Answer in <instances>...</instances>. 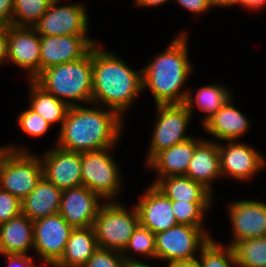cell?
Listing matches in <instances>:
<instances>
[{
	"instance_id": "cell-6",
	"label": "cell",
	"mask_w": 266,
	"mask_h": 267,
	"mask_svg": "<svg viewBox=\"0 0 266 267\" xmlns=\"http://www.w3.org/2000/svg\"><path fill=\"white\" fill-rule=\"evenodd\" d=\"M140 224L137 208L129 212L119 203L102 205L93 222L98 247L123 254L134 230Z\"/></svg>"
},
{
	"instance_id": "cell-37",
	"label": "cell",
	"mask_w": 266,
	"mask_h": 267,
	"mask_svg": "<svg viewBox=\"0 0 266 267\" xmlns=\"http://www.w3.org/2000/svg\"><path fill=\"white\" fill-rule=\"evenodd\" d=\"M14 0H0V25H12Z\"/></svg>"
},
{
	"instance_id": "cell-36",
	"label": "cell",
	"mask_w": 266,
	"mask_h": 267,
	"mask_svg": "<svg viewBox=\"0 0 266 267\" xmlns=\"http://www.w3.org/2000/svg\"><path fill=\"white\" fill-rule=\"evenodd\" d=\"M182 7L195 13L208 11L212 4L210 0H176Z\"/></svg>"
},
{
	"instance_id": "cell-23",
	"label": "cell",
	"mask_w": 266,
	"mask_h": 267,
	"mask_svg": "<svg viewBox=\"0 0 266 267\" xmlns=\"http://www.w3.org/2000/svg\"><path fill=\"white\" fill-rule=\"evenodd\" d=\"M231 98L203 124L211 135L225 141L237 140L249 127L247 118L231 104Z\"/></svg>"
},
{
	"instance_id": "cell-8",
	"label": "cell",
	"mask_w": 266,
	"mask_h": 267,
	"mask_svg": "<svg viewBox=\"0 0 266 267\" xmlns=\"http://www.w3.org/2000/svg\"><path fill=\"white\" fill-rule=\"evenodd\" d=\"M109 149L81 153L83 186L103 199H112L120 189L119 170Z\"/></svg>"
},
{
	"instance_id": "cell-1",
	"label": "cell",
	"mask_w": 266,
	"mask_h": 267,
	"mask_svg": "<svg viewBox=\"0 0 266 267\" xmlns=\"http://www.w3.org/2000/svg\"><path fill=\"white\" fill-rule=\"evenodd\" d=\"M120 117L111 109L100 111L81 105L70 106L60 129L58 147L77 153L111 148L122 129Z\"/></svg>"
},
{
	"instance_id": "cell-29",
	"label": "cell",
	"mask_w": 266,
	"mask_h": 267,
	"mask_svg": "<svg viewBox=\"0 0 266 267\" xmlns=\"http://www.w3.org/2000/svg\"><path fill=\"white\" fill-rule=\"evenodd\" d=\"M230 97V92L226 87L221 85L201 87L197 91L195 102L200 110L209 113L204 117L202 125L212 117Z\"/></svg>"
},
{
	"instance_id": "cell-11",
	"label": "cell",
	"mask_w": 266,
	"mask_h": 267,
	"mask_svg": "<svg viewBox=\"0 0 266 267\" xmlns=\"http://www.w3.org/2000/svg\"><path fill=\"white\" fill-rule=\"evenodd\" d=\"M59 0H52L47 11L33 26L40 36L86 35L88 19L80 4L57 7Z\"/></svg>"
},
{
	"instance_id": "cell-32",
	"label": "cell",
	"mask_w": 266,
	"mask_h": 267,
	"mask_svg": "<svg viewBox=\"0 0 266 267\" xmlns=\"http://www.w3.org/2000/svg\"><path fill=\"white\" fill-rule=\"evenodd\" d=\"M128 257L114 250L98 248L83 267H128L130 263H142Z\"/></svg>"
},
{
	"instance_id": "cell-2",
	"label": "cell",
	"mask_w": 266,
	"mask_h": 267,
	"mask_svg": "<svg viewBox=\"0 0 266 267\" xmlns=\"http://www.w3.org/2000/svg\"><path fill=\"white\" fill-rule=\"evenodd\" d=\"M142 89V70L135 72L115 55L92 47L93 104L102 101L121 116Z\"/></svg>"
},
{
	"instance_id": "cell-7",
	"label": "cell",
	"mask_w": 266,
	"mask_h": 267,
	"mask_svg": "<svg viewBox=\"0 0 266 267\" xmlns=\"http://www.w3.org/2000/svg\"><path fill=\"white\" fill-rule=\"evenodd\" d=\"M192 100L188 92L184 104L157 105L158 118L147 157L148 162L160 151L191 138L186 136L184 131L191 119L194 105Z\"/></svg>"
},
{
	"instance_id": "cell-21",
	"label": "cell",
	"mask_w": 266,
	"mask_h": 267,
	"mask_svg": "<svg viewBox=\"0 0 266 267\" xmlns=\"http://www.w3.org/2000/svg\"><path fill=\"white\" fill-rule=\"evenodd\" d=\"M62 192L42 177L31 193L21 201L22 213L32 221L57 214Z\"/></svg>"
},
{
	"instance_id": "cell-10",
	"label": "cell",
	"mask_w": 266,
	"mask_h": 267,
	"mask_svg": "<svg viewBox=\"0 0 266 267\" xmlns=\"http://www.w3.org/2000/svg\"><path fill=\"white\" fill-rule=\"evenodd\" d=\"M74 228L57 213L33 221L34 248L50 265L62 257Z\"/></svg>"
},
{
	"instance_id": "cell-4",
	"label": "cell",
	"mask_w": 266,
	"mask_h": 267,
	"mask_svg": "<svg viewBox=\"0 0 266 267\" xmlns=\"http://www.w3.org/2000/svg\"><path fill=\"white\" fill-rule=\"evenodd\" d=\"M33 80L70 106L77 104L64 98L92 103V49L79 60L46 68Z\"/></svg>"
},
{
	"instance_id": "cell-9",
	"label": "cell",
	"mask_w": 266,
	"mask_h": 267,
	"mask_svg": "<svg viewBox=\"0 0 266 267\" xmlns=\"http://www.w3.org/2000/svg\"><path fill=\"white\" fill-rule=\"evenodd\" d=\"M210 239L202 227L178 224L155 234L156 258L169 263L194 259L197 248H203Z\"/></svg>"
},
{
	"instance_id": "cell-38",
	"label": "cell",
	"mask_w": 266,
	"mask_h": 267,
	"mask_svg": "<svg viewBox=\"0 0 266 267\" xmlns=\"http://www.w3.org/2000/svg\"><path fill=\"white\" fill-rule=\"evenodd\" d=\"M7 257L9 261L8 267H35L27 254H2Z\"/></svg>"
},
{
	"instance_id": "cell-25",
	"label": "cell",
	"mask_w": 266,
	"mask_h": 267,
	"mask_svg": "<svg viewBox=\"0 0 266 267\" xmlns=\"http://www.w3.org/2000/svg\"><path fill=\"white\" fill-rule=\"evenodd\" d=\"M172 201L211 202V192L185 175L160 178L154 184Z\"/></svg>"
},
{
	"instance_id": "cell-35",
	"label": "cell",
	"mask_w": 266,
	"mask_h": 267,
	"mask_svg": "<svg viewBox=\"0 0 266 267\" xmlns=\"http://www.w3.org/2000/svg\"><path fill=\"white\" fill-rule=\"evenodd\" d=\"M21 213V200L0 188V225Z\"/></svg>"
},
{
	"instance_id": "cell-40",
	"label": "cell",
	"mask_w": 266,
	"mask_h": 267,
	"mask_svg": "<svg viewBox=\"0 0 266 267\" xmlns=\"http://www.w3.org/2000/svg\"><path fill=\"white\" fill-rule=\"evenodd\" d=\"M168 267H203L201 260L198 261L196 258L190 260L173 261L170 262Z\"/></svg>"
},
{
	"instance_id": "cell-27",
	"label": "cell",
	"mask_w": 266,
	"mask_h": 267,
	"mask_svg": "<svg viewBox=\"0 0 266 267\" xmlns=\"http://www.w3.org/2000/svg\"><path fill=\"white\" fill-rule=\"evenodd\" d=\"M232 249L239 267H266V236L237 241Z\"/></svg>"
},
{
	"instance_id": "cell-39",
	"label": "cell",
	"mask_w": 266,
	"mask_h": 267,
	"mask_svg": "<svg viewBox=\"0 0 266 267\" xmlns=\"http://www.w3.org/2000/svg\"><path fill=\"white\" fill-rule=\"evenodd\" d=\"M9 26L0 25V63L7 59V44H8Z\"/></svg>"
},
{
	"instance_id": "cell-17",
	"label": "cell",
	"mask_w": 266,
	"mask_h": 267,
	"mask_svg": "<svg viewBox=\"0 0 266 267\" xmlns=\"http://www.w3.org/2000/svg\"><path fill=\"white\" fill-rule=\"evenodd\" d=\"M230 220L233 226L234 242L266 236V203L243 200L230 204Z\"/></svg>"
},
{
	"instance_id": "cell-44",
	"label": "cell",
	"mask_w": 266,
	"mask_h": 267,
	"mask_svg": "<svg viewBox=\"0 0 266 267\" xmlns=\"http://www.w3.org/2000/svg\"><path fill=\"white\" fill-rule=\"evenodd\" d=\"M128 267H151V266L145 263H130L128 264Z\"/></svg>"
},
{
	"instance_id": "cell-14",
	"label": "cell",
	"mask_w": 266,
	"mask_h": 267,
	"mask_svg": "<svg viewBox=\"0 0 266 267\" xmlns=\"http://www.w3.org/2000/svg\"><path fill=\"white\" fill-rule=\"evenodd\" d=\"M43 177L60 190L82 186L81 153L56 147L44 154Z\"/></svg>"
},
{
	"instance_id": "cell-18",
	"label": "cell",
	"mask_w": 266,
	"mask_h": 267,
	"mask_svg": "<svg viewBox=\"0 0 266 267\" xmlns=\"http://www.w3.org/2000/svg\"><path fill=\"white\" fill-rule=\"evenodd\" d=\"M221 174L230 175L239 180L254 176L265 164V160L248 145L229 141L228 146L218 144Z\"/></svg>"
},
{
	"instance_id": "cell-3",
	"label": "cell",
	"mask_w": 266,
	"mask_h": 267,
	"mask_svg": "<svg viewBox=\"0 0 266 267\" xmlns=\"http://www.w3.org/2000/svg\"><path fill=\"white\" fill-rule=\"evenodd\" d=\"M186 36L181 33L165 52L142 69V88L151 89L156 105L184 104L188 90L181 93L191 69Z\"/></svg>"
},
{
	"instance_id": "cell-43",
	"label": "cell",
	"mask_w": 266,
	"mask_h": 267,
	"mask_svg": "<svg viewBox=\"0 0 266 267\" xmlns=\"http://www.w3.org/2000/svg\"><path fill=\"white\" fill-rule=\"evenodd\" d=\"M212 6H232L236 4V0H210Z\"/></svg>"
},
{
	"instance_id": "cell-26",
	"label": "cell",
	"mask_w": 266,
	"mask_h": 267,
	"mask_svg": "<svg viewBox=\"0 0 266 267\" xmlns=\"http://www.w3.org/2000/svg\"><path fill=\"white\" fill-rule=\"evenodd\" d=\"M29 80L31 82L30 96L32 99L30 109L40 114L50 125L60 122L62 127L70 105L48 93L34 80Z\"/></svg>"
},
{
	"instance_id": "cell-42",
	"label": "cell",
	"mask_w": 266,
	"mask_h": 267,
	"mask_svg": "<svg viewBox=\"0 0 266 267\" xmlns=\"http://www.w3.org/2000/svg\"><path fill=\"white\" fill-rule=\"evenodd\" d=\"M169 0H136L137 5L141 6H157L166 3Z\"/></svg>"
},
{
	"instance_id": "cell-16",
	"label": "cell",
	"mask_w": 266,
	"mask_h": 267,
	"mask_svg": "<svg viewBox=\"0 0 266 267\" xmlns=\"http://www.w3.org/2000/svg\"><path fill=\"white\" fill-rule=\"evenodd\" d=\"M140 225L154 234L178 225L169 199L154 184H151L136 205Z\"/></svg>"
},
{
	"instance_id": "cell-31",
	"label": "cell",
	"mask_w": 266,
	"mask_h": 267,
	"mask_svg": "<svg viewBox=\"0 0 266 267\" xmlns=\"http://www.w3.org/2000/svg\"><path fill=\"white\" fill-rule=\"evenodd\" d=\"M201 250V263L203 267H232L237 263L231 246L223 248L212 239ZM231 263V264H230Z\"/></svg>"
},
{
	"instance_id": "cell-12",
	"label": "cell",
	"mask_w": 266,
	"mask_h": 267,
	"mask_svg": "<svg viewBox=\"0 0 266 267\" xmlns=\"http://www.w3.org/2000/svg\"><path fill=\"white\" fill-rule=\"evenodd\" d=\"M86 35L40 36V72L83 58L96 44Z\"/></svg>"
},
{
	"instance_id": "cell-19",
	"label": "cell",
	"mask_w": 266,
	"mask_h": 267,
	"mask_svg": "<svg viewBox=\"0 0 266 267\" xmlns=\"http://www.w3.org/2000/svg\"><path fill=\"white\" fill-rule=\"evenodd\" d=\"M200 142L192 137L157 153L147 164L159 173V178L186 175L194 150Z\"/></svg>"
},
{
	"instance_id": "cell-5",
	"label": "cell",
	"mask_w": 266,
	"mask_h": 267,
	"mask_svg": "<svg viewBox=\"0 0 266 267\" xmlns=\"http://www.w3.org/2000/svg\"><path fill=\"white\" fill-rule=\"evenodd\" d=\"M15 148H0V188L22 201L43 177V167L37 157Z\"/></svg>"
},
{
	"instance_id": "cell-20",
	"label": "cell",
	"mask_w": 266,
	"mask_h": 267,
	"mask_svg": "<svg viewBox=\"0 0 266 267\" xmlns=\"http://www.w3.org/2000/svg\"><path fill=\"white\" fill-rule=\"evenodd\" d=\"M220 175L222 176L218 143L200 140L185 176L202 184L211 192L210 182Z\"/></svg>"
},
{
	"instance_id": "cell-22",
	"label": "cell",
	"mask_w": 266,
	"mask_h": 267,
	"mask_svg": "<svg viewBox=\"0 0 266 267\" xmlns=\"http://www.w3.org/2000/svg\"><path fill=\"white\" fill-rule=\"evenodd\" d=\"M34 247L33 221L23 213L0 225V254H26Z\"/></svg>"
},
{
	"instance_id": "cell-34",
	"label": "cell",
	"mask_w": 266,
	"mask_h": 267,
	"mask_svg": "<svg viewBox=\"0 0 266 267\" xmlns=\"http://www.w3.org/2000/svg\"><path fill=\"white\" fill-rule=\"evenodd\" d=\"M19 126L29 136H43L51 126L40 114L26 109L18 117Z\"/></svg>"
},
{
	"instance_id": "cell-41",
	"label": "cell",
	"mask_w": 266,
	"mask_h": 267,
	"mask_svg": "<svg viewBox=\"0 0 266 267\" xmlns=\"http://www.w3.org/2000/svg\"><path fill=\"white\" fill-rule=\"evenodd\" d=\"M242 4L243 6L250 8V9H258L265 6L266 0H236V5Z\"/></svg>"
},
{
	"instance_id": "cell-33",
	"label": "cell",
	"mask_w": 266,
	"mask_h": 267,
	"mask_svg": "<svg viewBox=\"0 0 266 267\" xmlns=\"http://www.w3.org/2000/svg\"><path fill=\"white\" fill-rule=\"evenodd\" d=\"M129 248L146 257L150 256L156 258L155 234L148 228L139 224L134 230L124 250Z\"/></svg>"
},
{
	"instance_id": "cell-13",
	"label": "cell",
	"mask_w": 266,
	"mask_h": 267,
	"mask_svg": "<svg viewBox=\"0 0 266 267\" xmlns=\"http://www.w3.org/2000/svg\"><path fill=\"white\" fill-rule=\"evenodd\" d=\"M100 198L83 185L63 190L58 213L74 229L91 227L102 206Z\"/></svg>"
},
{
	"instance_id": "cell-15",
	"label": "cell",
	"mask_w": 266,
	"mask_h": 267,
	"mask_svg": "<svg viewBox=\"0 0 266 267\" xmlns=\"http://www.w3.org/2000/svg\"><path fill=\"white\" fill-rule=\"evenodd\" d=\"M34 27L9 26L7 60L29 70L33 80L40 73V35Z\"/></svg>"
},
{
	"instance_id": "cell-24",
	"label": "cell",
	"mask_w": 266,
	"mask_h": 267,
	"mask_svg": "<svg viewBox=\"0 0 266 267\" xmlns=\"http://www.w3.org/2000/svg\"><path fill=\"white\" fill-rule=\"evenodd\" d=\"M93 227L74 229L55 267H83L98 249Z\"/></svg>"
},
{
	"instance_id": "cell-28",
	"label": "cell",
	"mask_w": 266,
	"mask_h": 267,
	"mask_svg": "<svg viewBox=\"0 0 266 267\" xmlns=\"http://www.w3.org/2000/svg\"><path fill=\"white\" fill-rule=\"evenodd\" d=\"M51 1L52 0H14V12L11 26L33 27L47 11Z\"/></svg>"
},
{
	"instance_id": "cell-30",
	"label": "cell",
	"mask_w": 266,
	"mask_h": 267,
	"mask_svg": "<svg viewBox=\"0 0 266 267\" xmlns=\"http://www.w3.org/2000/svg\"><path fill=\"white\" fill-rule=\"evenodd\" d=\"M209 206H211V202L172 201L177 223L194 227H203V213Z\"/></svg>"
}]
</instances>
